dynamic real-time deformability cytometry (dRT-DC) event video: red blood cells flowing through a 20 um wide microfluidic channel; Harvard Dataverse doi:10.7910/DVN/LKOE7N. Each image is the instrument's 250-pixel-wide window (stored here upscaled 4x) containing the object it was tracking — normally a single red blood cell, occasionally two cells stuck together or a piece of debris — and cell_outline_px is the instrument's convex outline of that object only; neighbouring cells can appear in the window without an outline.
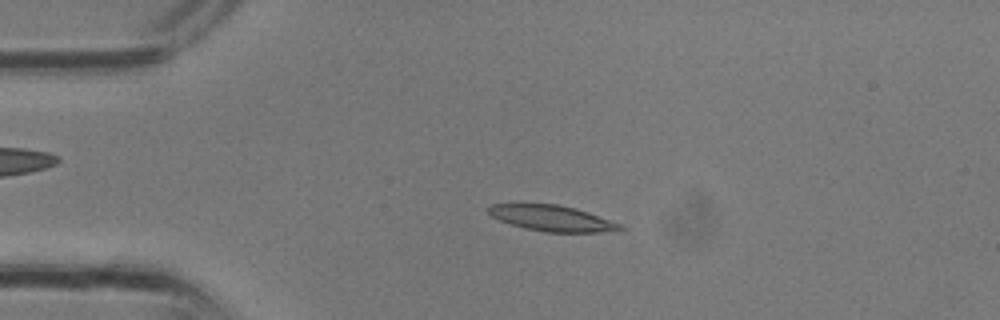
{"species": "common noctule bat (a hibernating species)", "species_latin": "Nyctalus noctula", "temperature_condition": "room temperature", "stored_images_in_passage": 23, "camera_frame_rate_fps": 3000, "um_per_image_px": 0.085, "animal": {"sex": "male", "body_mass_g": 13.3}, "frame": {"image": 1, "passage_image": 7, "time_ms": 2.0, "image_size_px": [1000, 320], "cell_outline_px": [[624, 228], [600, 232], [548, 232], [524, 228], [500, 220], [492, 216], [488, 212], [488, 208], [492, 204], [556, 204], [576, 208], [588, 212], [620, 224]], "centroid_in_image_um": [46.89, 18.54], "position_along_channel_um": 38.1, "area_um2": 19.36}}
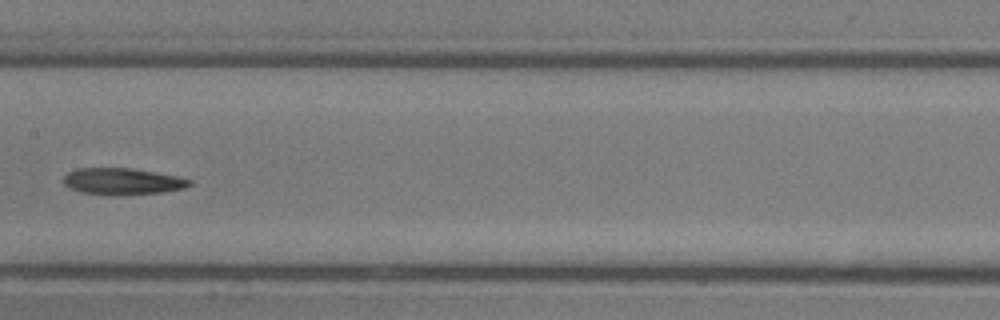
{"frame": {"image": 2, "passage_image": 16, "time_ms": 5.0, "image_size_px": [1000, 320], "cell_outline_px": [[192, 184], [184, 188], [160, 192], [80, 192], [64, 184], [64, 176], [68, 172], [76, 168], [132, 168], [156, 172], [176, 176], [192, 180]], "centroid_in_image_um": [10.42, 15.35], "position_along_channel_um": 197.0, "area_um2": 18.38}}
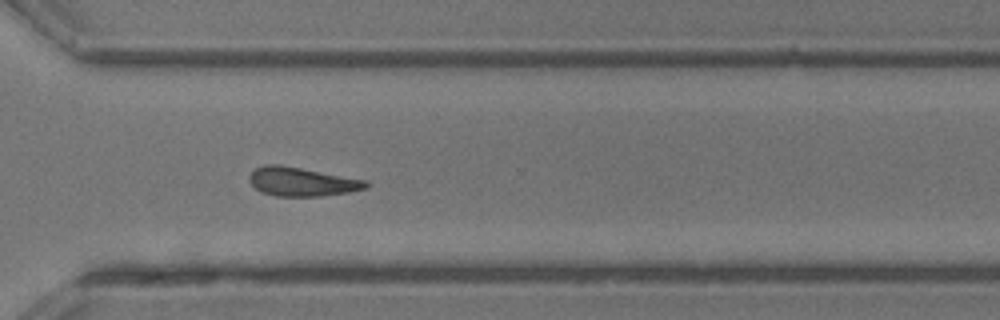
{"frame": {"image": 3, "passage_image": 23, "time_ms": 7.333, "image_size_px": [1000, 320], "cell_outline_px": [[368, 188], [348, 192], [320, 196], [276, 196], [260, 192], [248, 180], [248, 176], [256, 168], [264, 164], [280, 164], [368, 180]], "centroid_in_image_um": [25.65, 15.44], "position_along_channel_um": 345.0, "area_um2": 19.71}}